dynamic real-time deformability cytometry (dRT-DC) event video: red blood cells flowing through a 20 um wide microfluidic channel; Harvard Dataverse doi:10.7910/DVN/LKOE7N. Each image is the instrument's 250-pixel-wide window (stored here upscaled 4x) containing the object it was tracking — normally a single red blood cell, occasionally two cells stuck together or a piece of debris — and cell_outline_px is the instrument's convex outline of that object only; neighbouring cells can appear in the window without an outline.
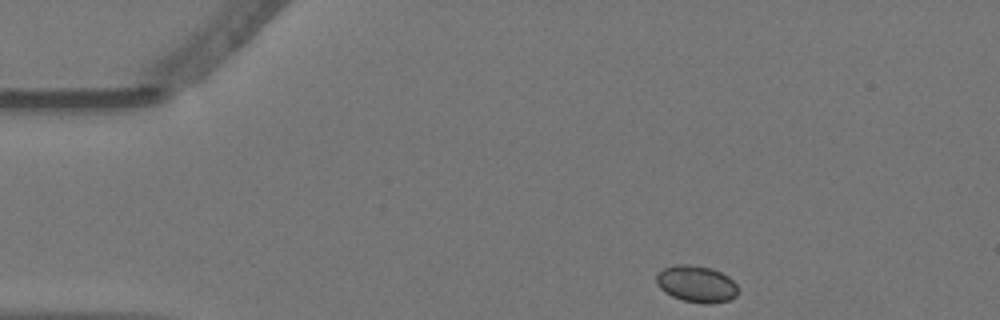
{"species": "Egyptian fruit bat (a non-hibernating species)", "species_latin": "Rousettus aegyptiacus", "temperature_condition": "warm", "stored_images_in_passage": 49, "camera_frame_rate_fps": 3000, "um_per_image_px": 0.085, "animal": {"sex": "female"}, "frame": {"image": 1, "passage_image": 1, "time_ms": 0.0, "image_size_px": [1000, 320], "cell_outline_px": [[740, 292], [736, 296], [728, 300], [708, 304], [704, 304], [680, 300], [664, 292], [656, 284], [656, 276], [664, 268], [676, 264], [688, 264], [712, 268], [728, 276], [740, 288]], "centroid_in_image_um": [59.22, 24.14], "position_along_channel_um": 25.8, "area_um2": 17.69}}
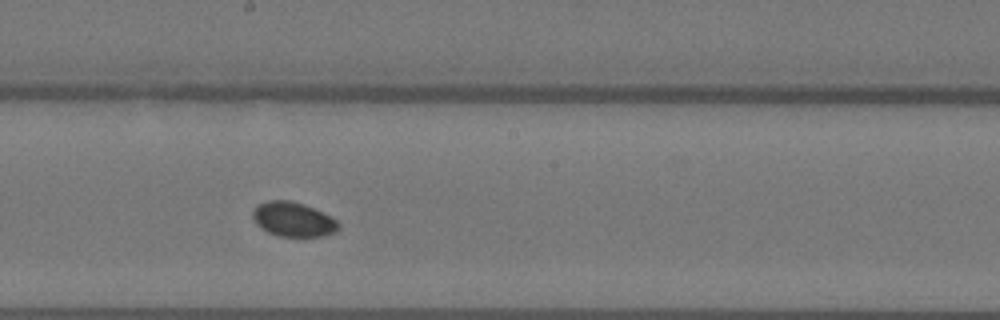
{"frame": {"image": 2, "passage_image": 23, "time_ms": 7.333, "image_size_px": [1000, 320], "cell_outline_px": [[340, 228], [336, 232], [324, 236], [280, 236], [268, 232], [260, 228], [256, 224], [252, 216], [252, 212], [256, 204], [272, 200], [288, 200], [304, 204], [332, 216], [340, 224]], "centroid_in_image_um": [24.93, 18.64], "position_along_channel_um": 223.3, "area_um2": 17.4}}
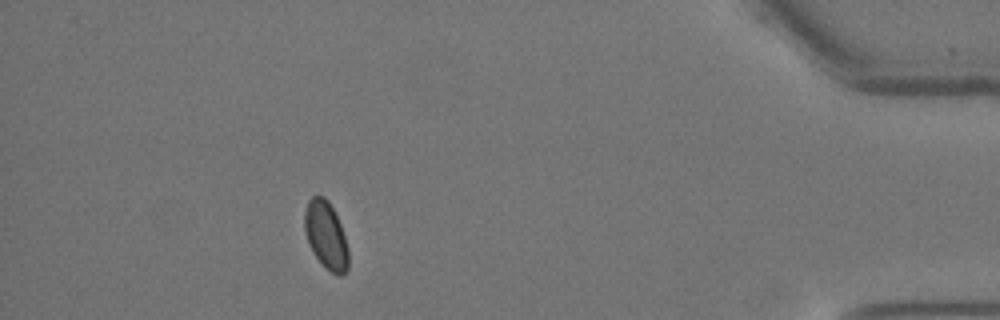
{"frame": {"image": 3, "passage_image": 43, "time_ms": 14.0, "image_size_px": [1000, 320], "cell_outline_px": [[348, 268], [340, 276], [336, 276], [312, 252], [308, 244], [304, 228], [304, 212], [308, 200], [312, 196], [324, 196], [328, 200], [340, 224], [348, 248]], "centroid_in_image_um": [27.69, 19.97], "position_along_channel_um": 407.5, "area_um2": 17.05}}